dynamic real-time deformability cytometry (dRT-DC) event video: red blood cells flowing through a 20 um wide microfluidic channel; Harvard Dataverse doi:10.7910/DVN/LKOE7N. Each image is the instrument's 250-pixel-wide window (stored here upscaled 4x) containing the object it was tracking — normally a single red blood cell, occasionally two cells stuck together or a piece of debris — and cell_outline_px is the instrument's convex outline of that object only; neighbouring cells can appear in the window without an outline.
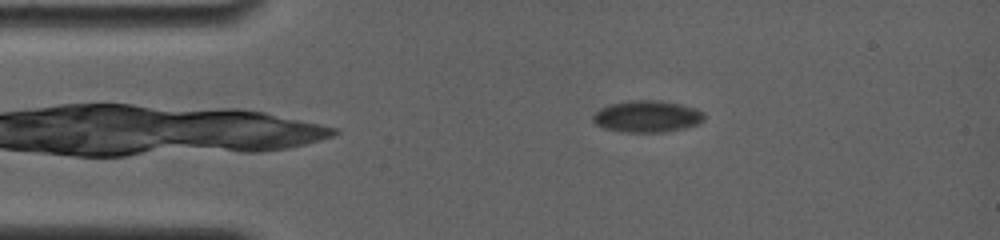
{"species": "common noctule bat (a hibernating species)", "species_latin": "Nyctalus noctula", "temperature_condition": "room temperature", "stored_images_in_passage": 27, "camera_frame_rate_fps": 4000, "um_per_image_px": 0.085, "animal": {"sex": "female", "body_mass_g": 19.0, "forearm_length_mm": 56.7}, "frame": {"image": 1, "passage_image": 16, "time_ms": 3.25, "image_size_px": [1000, 240], "cell_outline_px": [[704, 120], [700, 124], [684, 128], [664, 132], [624, 132], [604, 128], [596, 124], [592, 120], [592, 116], [600, 108], [608, 104], [628, 100], [660, 100], [680, 104], [696, 108], [704, 112]], "centroid_in_image_um": [55.01, 9.89], "position_along_channel_um": 30.0, "area_um2": 20.81}}
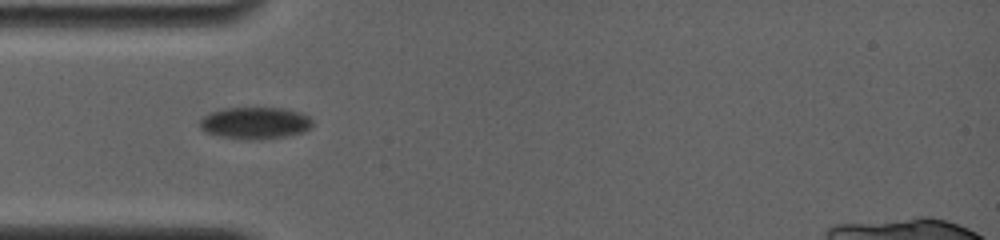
{"frame": {"image": 2, "passage_image": 26, "time_ms": 5.5, "image_size_px": [1000, 240], "cell_outline_px": [[312, 124], [304, 132], [288, 136], [252, 140], [244, 140], [220, 136], [204, 132], [200, 128], [200, 120], [208, 112], [220, 108], [284, 108], [300, 112], [308, 116], [312, 120]], "centroid_in_image_um": [21.65, 10.45], "position_along_channel_um": 63.4, "area_um2": 21.15}}